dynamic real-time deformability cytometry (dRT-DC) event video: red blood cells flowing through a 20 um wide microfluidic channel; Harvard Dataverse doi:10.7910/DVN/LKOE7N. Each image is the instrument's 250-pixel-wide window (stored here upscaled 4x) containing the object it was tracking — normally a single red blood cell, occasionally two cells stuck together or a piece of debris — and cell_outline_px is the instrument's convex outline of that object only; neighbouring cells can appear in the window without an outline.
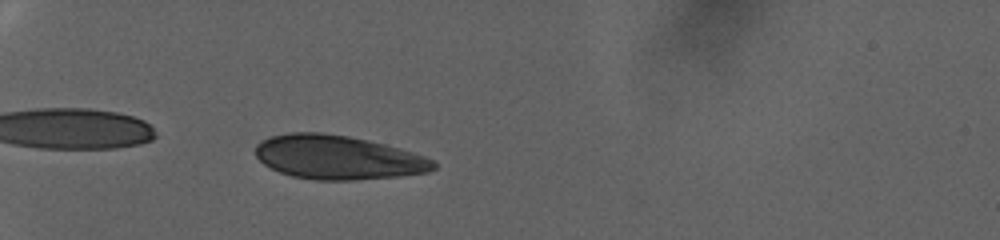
{"species": "human", "species_latin": "Homo sapiens", "temperature_condition": "warm", "stored_images_in_passage": 59, "camera_frame_rate_fps": 3000, "um_per_image_px": 0.085, "donor": {"sex": "female"}, "frame": {"image": 1, "passage_image": 6, "time_ms": 1.667, "image_size_px": [1000, 240], "cell_outline_px": [[436, 168], [428, 172], [396, 176], [352, 180], [316, 180], [292, 176], [280, 172], [264, 164], [256, 156], [256, 144], [272, 136], [288, 132], [320, 132], [348, 136], [368, 140], [400, 148], [436, 160]], "centroid_in_image_um": [28.73, 13.37], "position_along_channel_um": 56.3, "area_um2": 45.49}}
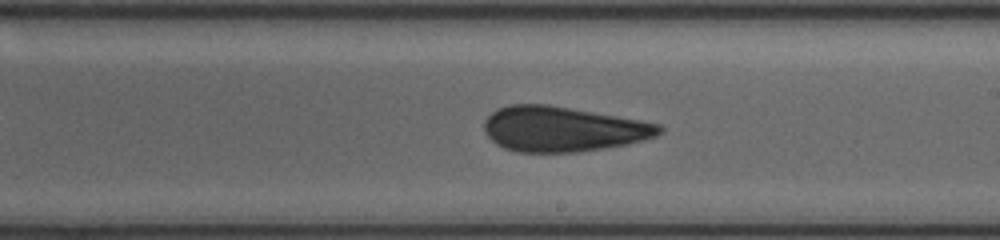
{"frame": {"image": 2, "passage_image": 31, "time_ms": 10.0, "image_size_px": [1000, 240], "cell_outline_px": [[664, 132], [656, 136], [644, 140], [628, 144], [580, 152], [516, 152], [504, 148], [496, 144], [484, 132], [484, 120], [496, 108], [508, 104], [548, 104], [640, 120], [660, 124], [664, 128]], "centroid_in_image_um": [47.83, 10.97], "position_along_channel_um": 241.2, "area_um2": 46.3}}
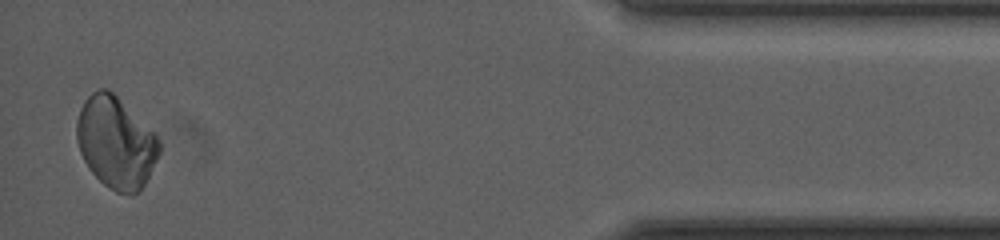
{"frame": {"image": 3, "passage_image": 58, "time_ms": 19.0, "image_size_px": [1000, 240], "cell_outline_px": [[160, 152], [140, 192], [132, 196], [116, 192], [104, 184], [88, 168], [80, 152], [76, 140], [76, 120], [80, 108], [84, 100], [92, 92], [100, 88], [108, 88], [156, 136], [160, 144]], "centroid_in_image_um": [9.81, 12.14], "position_along_channel_um": 425.4, "area_um2": 43.58}, "authors_computed_cell_mechanics": {"area_um2": 45.1996, "velocity_mm_per_s": 2.6247, "shape_relaxation_time_tau1_ms": null, "shape_relaxation_time_tau2_ms": 1.5545, "deformation_change_tau1": null, "deformation_change_tau2": 0.0271}}